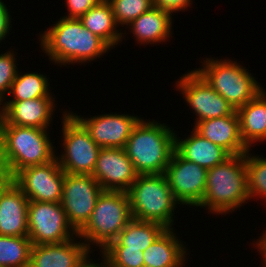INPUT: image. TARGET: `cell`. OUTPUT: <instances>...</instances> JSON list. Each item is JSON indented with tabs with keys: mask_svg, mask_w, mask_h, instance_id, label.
I'll return each instance as SVG.
<instances>
[{
	"mask_svg": "<svg viewBox=\"0 0 266 267\" xmlns=\"http://www.w3.org/2000/svg\"><path fill=\"white\" fill-rule=\"evenodd\" d=\"M42 30L37 37L41 52L51 65L67 67L103 58L112 48L99 36L93 34L77 18L61 17ZM63 65V66H62Z\"/></svg>",
	"mask_w": 266,
	"mask_h": 267,
	"instance_id": "6da1fadb",
	"label": "cell"
},
{
	"mask_svg": "<svg viewBox=\"0 0 266 267\" xmlns=\"http://www.w3.org/2000/svg\"><path fill=\"white\" fill-rule=\"evenodd\" d=\"M50 132L35 127L0 124V177L12 179L24 168L54 160L57 148Z\"/></svg>",
	"mask_w": 266,
	"mask_h": 267,
	"instance_id": "7a4b0ae2",
	"label": "cell"
},
{
	"mask_svg": "<svg viewBox=\"0 0 266 267\" xmlns=\"http://www.w3.org/2000/svg\"><path fill=\"white\" fill-rule=\"evenodd\" d=\"M249 201L245 154L231 155L208 169L205 194L195 208L219 217L233 214Z\"/></svg>",
	"mask_w": 266,
	"mask_h": 267,
	"instance_id": "3957f363",
	"label": "cell"
},
{
	"mask_svg": "<svg viewBox=\"0 0 266 267\" xmlns=\"http://www.w3.org/2000/svg\"><path fill=\"white\" fill-rule=\"evenodd\" d=\"M175 132L170 124L142 116L124 148L139 175L165 173L175 151Z\"/></svg>",
	"mask_w": 266,
	"mask_h": 267,
	"instance_id": "277c9868",
	"label": "cell"
},
{
	"mask_svg": "<svg viewBox=\"0 0 266 267\" xmlns=\"http://www.w3.org/2000/svg\"><path fill=\"white\" fill-rule=\"evenodd\" d=\"M200 60L194 70L236 111L265 89L240 61L212 56Z\"/></svg>",
	"mask_w": 266,
	"mask_h": 267,
	"instance_id": "5b68a950",
	"label": "cell"
},
{
	"mask_svg": "<svg viewBox=\"0 0 266 267\" xmlns=\"http://www.w3.org/2000/svg\"><path fill=\"white\" fill-rule=\"evenodd\" d=\"M132 219L127 192L103 191L89 220L78 231V237L91 251H96L94 246L102 251L116 240Z\"/></svg>",
	"mask_w": 266,
	"mask_h": 267,
	"instance_id": "8992f818",
	"label": "cell"
},
{
	"mask_svg": "<svg viewBox=\"0 0 266 267\" xmlns=\"http://www.w3.org/2000/svg\"><path fill=\"white\" fill-rule=\"evenodd\" d=\"M132 218L175 228L180 203L174 198L164 173L140 174L127 191Z\"/></svg>",
	"mask_w": 266,
	"mask_h": 267,
	"instance_id": "52a82bcc",
	"label": "cell"
},
{
	"mask_svg": "<svg viewBox=\"0 0 266 267\" xmlns=\"http://www.w3.org/2000/svg\"><path fill=\"white\" fill-rule=\"evenodd\" d=\"M61 154L56 150L59 166L65 173L92 175L98 159L99 147L85 128L69 113L61 110Z\"/></svg>",
	"mask_w": 266,
	"mask_h": 267,
	"instance_id": "ba28073f",
	"label": "cell"
},
{
	"mask_svg": "<svg viewBox=\"0 0 266 267\" xmlns=\"http://www.w3.org/2000/svg\"><path fill=\"white\" fill-rule=\"evenodd\" d=\"M78 236L61 203L29 200L28 237L32 245L57 244Z\"/></svg>",
	"mask_w": 266,
	"mask_h": 267,
	"instance_id": "9c48e42d",
	"label": "cell"
},
{
	"mask_svg": "<svg viewBox=\"0 0 266 267\" xmlns=\"http://www.w3.org/2000/svg\"><path fill=\"white\" fill-rule=\"evenodd\" d=\"M173 86L196 115L193 127L202 120L229 116L235 111L195 70L182 74Z\"/></svg>",
	"mask_w": 266,
	"mask_h": 267,
	"instance_id": "30bf717a",
	"label": "cell"
},
{
	"mask_svg": "<svg viewBox=\"0 0 266 267\" xmlns=\"http://www.w3.org/2000/svg\"><path fill=\"white\" fill-rule=\"evenodd\" d=\"M103 191L92 175L65 173L60 203L69 223L77 232L89 220Z\"/></svg>",
	"mask_w": 266,
	"mask_h": 267,
	"instance_id": "8fae6325",
	"label": "cell"
},
{
	"mask_svg": "<svg viewBox=\"0 0 266 267\" xmlns=\"http://www.w3.org/2000/svg\"><path fill=\"white\" fill-rule=\"evenodd\" d=\"M69 113L85 128L92 140L101 148H125L133 128L142 118L137 114L110 112L82 116L74 113L69 107ZM114 113V114H113ZM87 116V117H86Z\"/></svg>",
	"mask_w": 266,
	"mask_h": 267,
	"instance_id": "7c38bea8",
	"label": "cell"
},
{
	"mask_svg": "<svg viewBox=\"0 0 266 267\" xmlns=\"http://www.w3.org/2000/svg\"><path fill=\"white\" fill-rule=\"evenodd\" d=\"M207 171L200 165L182 158L174 151L164 174L174 198L181 206L195 208L202 201Z\"/></svg>",
	"mask_w": 266,
	"mask_h": 267,
	"instance_id": "4fadbf2b",
	"label": "cell"
},
{
	"mask_svg": "<svg viewBox=\"0 0 266 267\" xmlns=\"http://www.w3.org/2000/svg\"><path fill=\"white\" fill-rule=\"evenodd\" d=\"M64 178L65 172L55 158L47 164L22 169L11 180L28 200L60 203Z\"/></svg>",
	"mask_w": 266,
	"mask_h": 267,
	"instance_id": "5bb4252c",
	"label": "cell"
},
{
	"mask_svg": "<svg viewBox=\"0 0 266 267\" xmlns=\"http://www.w3.org/2000/svg\"><path fill=\"white\" fill-rule=\"evenodd\" d=\"M138 175L124 148H101L92 174L104 191L124 192Z\"/></svg>",
	"mask_w": 266,
	"mask_h": 267,
	"instance_id": "9a60e30c",
	"label": "cell"
},
{
	"mask_svg": "<svg viewBox=\"0 0 266 267\" xmlns=\"http://www.w3.org/2000/svg\"><path fill=\"white\" fill-rule=\"evenodd\" d=\"M57 102L55 98L2 102L0 104V124L50 130L52 129Z\"/></svg>",
	"mask_w": 266,
	"mask_h": 267,
	"instance_id": "2e32d148",
	"label": "cell"
},
{
	"mask_svg": "<svg viewBox=\"0 0 266 267\" xmlns=\"http://www.w3.org/2000/svg\"><path fill=\"white\" fill-rule=\"evenodd\" d=\"M28 204L11 179L0 177V235L28 236Z\"/></svg>",
	"mask_w": 266,
	"mask_h": 267,
	"instance_id": "e0dca14e",
	"label": "cell"
},
{
	"mask_svg": "<svg viewBox=\"0 0 266 267\" xmlns=\"http://www.w3.org/2000/svg\"><path fill=\"white\" fill-rule=\"evenodd\" d=\"M173 18L170 12L153 6L125 27L130 33L123 30L122 38L124 39L121 44L124 43L123 40L127 41L126 36L131 33L133 36L130 37H133L135 42L141 46L160 45L163 42L166 44L173 38Z\"/></svg>",
	"mask_w": 266,
	"mask_h": 267,
	"instance_id": "ac0fdd59",
	"label": "cell"
},
{
	"mask_svg": "<svg viewBox=\"0 0 266 267\" xmlns=\"http://www.w3.org/2000/svg\"><path fill=\"white\" fill-rule=\"evenodd\" d=\"M193 128L230 155L246 154L249 150L241 138L240 119L236 110L229 116L202 120Z\"/></svg>",
	"mask_w": 266,
	"mask_h": 267,
	"instance_id": "d6986e66",
	"label": "cell"
},
{
	"mask_svg": "<svg viewBox=\"0 0 266 267\" xmlns=\"http://www.w3.org/2000/svg\"><path fill=\"white\" fill-rule=\"evenodd\" d=\"M176 228H167L143 251L144 267H186L190 248Z\"/></svg>",
	"mask_w": 266,
	"mask_h": 267,
	"instance_id": "ffe728a7",
	"label": "cell"
},
{
	"mask_svg": "<svg viewBox=\"0 0 266 267\" xmlns=\"http://www.w3.org/2000/svg\"><path fill=\"white\" fill-rule=\"evenodd\" d=\"M89 251L78 236L63 243L32 245L29 267H76Z\"/></svg>",
	"mask_w": 266,
	"mask_h": 267,
	"instance_id": "44dd1931",
	"label": "cell"
},
{
	"mask_svg": "<svg viewBox=\"0 0 266 267\" xmlns=\"http://www.w3.org/2000/svg\"><path fill=\"white\" fill-rule=\"evenodd\" d=\"M190 131L189 136L183 138L179 137V132H175V151L182 158L208 170L231 156L225 149L204 138L194 128Z\"/></svg>",
	"mask_w": 266,
	"mask_h": 267,
	"instance_id": "7402d4cb",
	"label": "cell"
},
{
	"mask_svg": "<svg viewBox=\"0 0 266 267\" xmlns=\"http://www.w3.org/2000/svg\"><path fill=\"white\" fill-rule=\"evenodd\" d=\"M243 143L249 148L266 141V88L237 110ZM256 143V144H255Z\"/></svg>",
	"mask_w": 266,
	"mask_h": 267,
	"instance_id": "603a6c76",
	"label": "cell"
},
{
	"mask_svg": "<svg viewBox=\"0 0 266 267\" xmlns=\"http://www.w3.org/2000/svg\"><path fill=\"white\" fill-rule=\"evenodd\" d=\"M79 20L83 26L103 39L112 49L122 43L124 28L120 29L117 25L111 5L107 0H101Z\"/></svg>",
	"mask_w": 266,
	"mask_h": 267,
	"instance_id": "cb8c5ba5",
	"label": "cell"
},
{
	"mask_svg": "<svg viewBox=\"0 0 266 267\" xmlns=\"http://www.w3.org/2000/svg\"><path fill=\"white\" fill-rule=\"evenodd\" d=\"M41 73L36 71L22 73V70L21 72L19 70L7 95L9 98H5L3 102H17L36 98H56L53 97L55 94L50 90L52 88L51 80H49L50 77L46 73Z\"/></svg>",
	"mask_w": 266,
	"mask_h": 267,
	"instance_id": "d4e9b609",
	"label": "cell"
},
{
	"mask_svg": "<svg viewBox=\"0 0 266 267\" xmlns=\"http://www.w3.org/2000/svg\"><path fill=\"white\" fill-rule=\"evenodd\" d=\"M166 229L164 225L158 222L132 219L116 240L112 241L108 246H127V249L144 251Z\"/></svg>",
	"mask_w": 266,
	"mask_h": 267,
	"instance_id": "484cf974",
	"label": "cell"
},
{
	"mask_svg": "<svg viewBox=\"0 0 266 267\" xmlns=\"http://www.w3.org/2000/svg\"><path fill=\"white\" fill-rule=\"evenodd\" d=\"M31 248L28 236L0 235V267H29Z\"/></svg>",
	"mask_w": 266,
	"mask_h": 267,
	"instance_id": "4316f807",
	"label": "cell"
},
{
	"mask_svg": "<svg viewBox=\"0 0 266 267\" xmlns=\"http://www.w3.org/2000/svg\"><path fill=\"white\" fill-rule=\"evenodd\" d=\"M254 154L249 149L245 154L247 170V189L250 202L253 199H262L266 207V157ZM258 198V199H257Z\"/></svg>",
	"mask_w": 266,
	"mask_h": 267,
	"instance_id": "83f0119b",
	"label": "cell"
},
{
	"mask_svg": "<svg viewBox=\"0 0 266 267\" xmlns=\"http://www.w3.org/2000/svg\"><path fill=\"white\" fill-rule=\"evenodd\" d=\"M118 26L126 27L153 6V0H107Z\"/></svg>",
	"mask_w": 266,
	"mask_h": 267,
	"instance_id": "f1b7e54d",
	"label": "cell"
},
{
	"mask_svg": "<svg viewBox=\"0 0 266 267\" xmlns=\"http://www.w3.org/2000/svg\"><path fill=\"white\" fill-rule=\"evenodd\" d=\"M14 49V50H13ZM0 53V104L10 92L11 85L20 69L15 48ZM5 52V53H4ZM18 67V68H17Z\"/></svg>",
	"mask_w": 266,
	"mask_h": 267,
	"instance_id": "f546056e",
	"label": "cell"
},
{
	"mask_svg": "<svg viewBox=\"0 0 266 267\" xmlns=\"http://www.w3.org/2000/svg\"><path fill=\"white\" fill-rule=\"evenodd\" d=\"M111 267H144L143 251L127 246H107L102 250Z\"/></svg>",
	"mask_w": 266,
	"mask_h": 267,
	"instance_id": "4dcf8cb0",
	"label": "cell"
},
{
	"mask_svg": "<svg viewBox=\"0 0 266 267\" xmlns=\"http://www.w3.org/2000/svg\"><path fill=\"white\" fill-rule=\"evenodd\" d=\"M101 0H65L67 14L62 17L77 18L83 16L89 9L97 5Z\"/></svg>",
	"mask_w": 266,
	"mask_h": 267,
	"instance_id": "1f68e13d",
	"label": "cell"
},
{
	"mask_svg": "<svg viewBox=\"0 0 266 267\" xmlns=\"http://www.w3.org/2000/svg\"><path fill=\"white\" fill-rule=\"evenodd\" d=\"M194 0H153L154 6L170 12L173 16L175 13L185 12L193 6ZM190 7V8H189Z\"/></svg>",
	"mask_w": 266,
	"mask_h": 267,
	"instance_id": "d6a6232c",
	"label": "cell"
},
{
	"mask_svg": "<svg viewBox=\"0 0 266 267\" xmlns=\"http://www.w3.org/2000/svg\"><path fill=\"white\" fill-rule=\"evenodd\" d=\"M9 5L3 1L0 0V44L1 42H5L4 40L10 37V32L12 31V15Z\"/></svg>",
	"mask_w": 266,
	"mask_h": 267,
	"instance_id": "836d02e7",
	"label": "cell"
},
{
	"mask_svg": "<svg viewBox=\"0 0 266 267\" xmlns=\"http://www.w3.org/2000/svg\"><path fill=\"white\" fill-rule=\"evenodd\" d=\"M93 251H89L77 264L76 267H111L109 260L107 259L105 253L103 251H99V254L102 258L101 261L98 259H94L91 257ZM92 258V259H91ZM94 259V260H93ZM98 260V261H97ZM97 261V262H96Z\"/></svg>",
	"mask_w": 266,
	"mask_h": 267,
	"instance_id": "e575fe53",
	"label": "cell"
},
{
	"mask_svg": "<svg viewBox=\"0 0 266 267\" xmlns=\"http://www.w3.org/2000/svg\"><path fill=\"white\" fill-rule=\"evenodd\" d=\"M266 229V228H265ZM262 235L259 236V239H254V241L250 242L251 245L253 244V248L257 250L258 253L261 255V264L262 267H266V230L262 231Z\"/></svg>",
	"mask_w": 266,
	"mask_h": 267,
	"instance_id": "d590c367",
	"label": "cell"
}]
</instances>
